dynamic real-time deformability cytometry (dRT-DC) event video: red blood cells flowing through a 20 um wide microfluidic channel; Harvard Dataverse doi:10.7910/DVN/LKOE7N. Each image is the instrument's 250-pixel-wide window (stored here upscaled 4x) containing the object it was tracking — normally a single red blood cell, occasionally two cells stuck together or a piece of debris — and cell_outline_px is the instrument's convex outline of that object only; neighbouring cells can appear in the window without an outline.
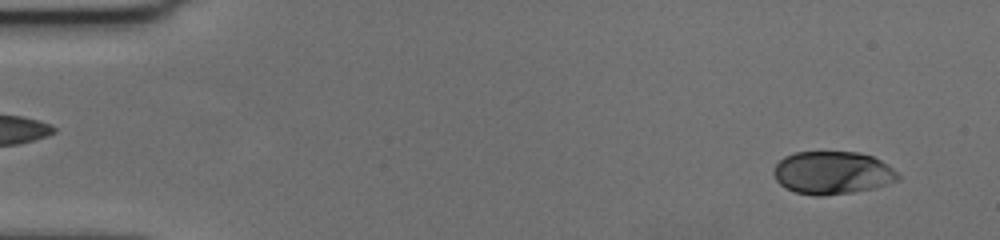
{"species": "human", "species_latin": "Homo sapiens", "temperature_condition": "cold", "stored_images_in_passage": 12, "camera_frame_rate_fps": 3000, "um_per_image_px": 0.085, "donor": {"sex": "female"}, "frame": {"image": 1, "passage_image": 4, "time_ms": 1.0, "image_size_px": [1000, 240], "cell_outline_px": [[900, 180], [876, 188], [852, 192], [824, 196], [816, 196], [796, 192], [784, 188], [776, 180], [772, 172], [772, 168], [784, 156], [792, 152], [860, 152], [872, 156], [880, 160], [892, 168], [900, 176]], "centroid_in_image_um": [70.73, 14.69], "position_along_channel_um": 14.3, "area_um2": 31.39}}